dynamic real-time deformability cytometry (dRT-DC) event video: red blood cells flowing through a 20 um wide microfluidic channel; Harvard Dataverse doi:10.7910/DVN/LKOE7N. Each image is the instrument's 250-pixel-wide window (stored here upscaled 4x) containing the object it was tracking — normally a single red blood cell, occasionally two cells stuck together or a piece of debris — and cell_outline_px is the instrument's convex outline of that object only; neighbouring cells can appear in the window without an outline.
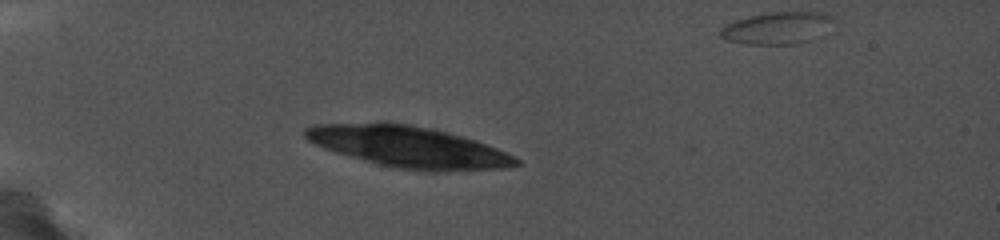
{"species": "common noctule bat (a hibernating species)", "species_latin": "Nyctalus noctula", "temperature_condition": "cold", "stored_images_in_passage": 45, "camera_frame_rate_fps": 5000, "um_per_image_px": 0.085, "animal": {"sex": "female", "body_mass_g": 19.0, "forearm_length_mm": 56.7}, "frame": {"image": 1, "passage_image": 1, "time_ms": 0.0, "image_size_px": [1000, 240], "cell_outline_px": [[836, 16], [812, 40], [792, 44], [744, 44], [728, 40], [720, 36], [720, 28], [724, 24], [748, 16], [768, 12], [824, 12]], "centroid_in_image_um": [65.99, 2.37], "position_along_channel_um": 19.0, "area_um2": 20.92}}
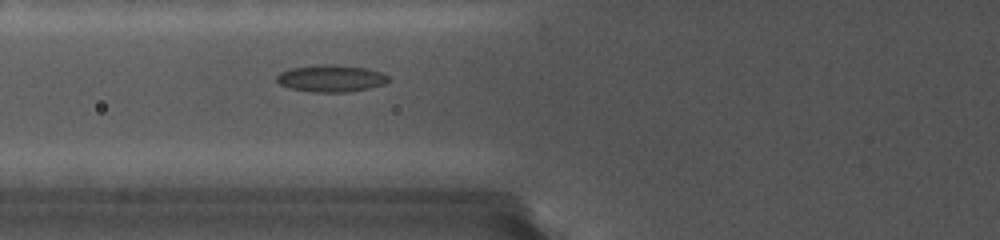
{"frame": {"image": 2, "passage_image": 21, "time_ms": 6.8, "image_size_px": [1000, 240], "cell_outline_px": [[388, 80], [384, 84], [368, 88], [348, 92], [312, 92], [292, 88], [280, 84], [276, 80], [276, 76], [280, 72], [292, 68], [320, 64], [332, 64], [368, 68], [380, 72], [388, 76]], "centroid_in_image_um": [28.13, 6.65], "position_along_channel_um": 97.7, "area_um2": 17.46}}
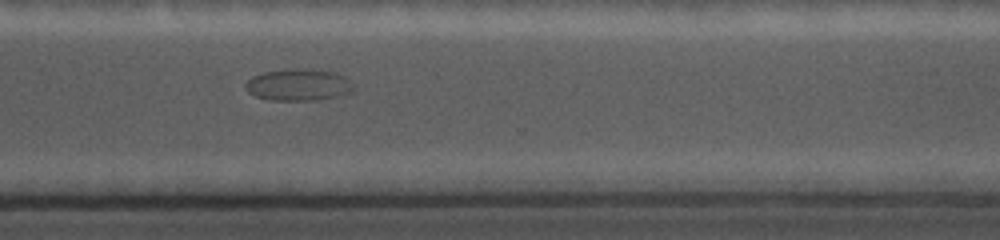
{"frame": {"image": 3, "passage_image": 42, "time_ms": 14.0, "image_size_px": [1000, 240], "cell_outline_px": [[336, 76], [328, 96], [308, 100], [276, 100], [256, 96], [248, 88], [248, 80], [252, 76], [264, 72], [292, 68], [308, 68], [332, 72]], "centroid_in_image_um": [24.85, 7.15], "position_along_channel_um": 345.8, "area_um2": 16.76}}